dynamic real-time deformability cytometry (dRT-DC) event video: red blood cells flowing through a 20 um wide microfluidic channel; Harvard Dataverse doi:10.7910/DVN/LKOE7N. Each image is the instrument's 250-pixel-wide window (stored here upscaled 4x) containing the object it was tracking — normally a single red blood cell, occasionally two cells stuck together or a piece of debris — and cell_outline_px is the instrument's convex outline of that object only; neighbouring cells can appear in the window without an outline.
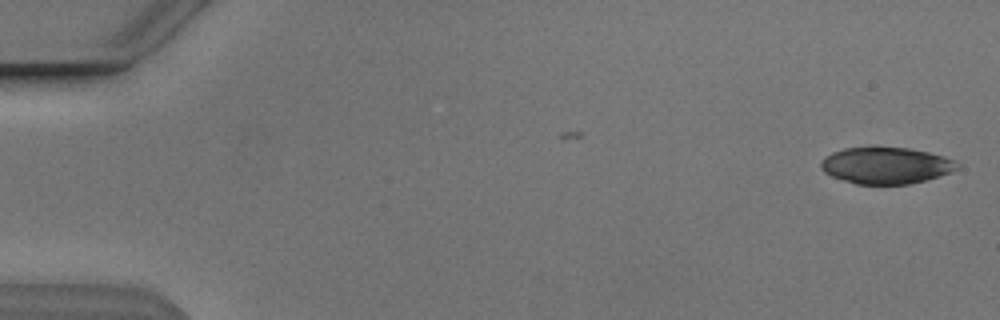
{"species": "Egyptian fruit bat (a non-hibernating species)", "species_latin": "Rousettus aegyptiacus", "temperature_condition": "cold", "stored_images_in_passage": 6, "camera_frame_rate_fps": 3000, "um_per_image_px": 0.085, "animal": {"sex": "male"}, "frame": {"image": 1, "passage_image": 1, "time_ms": 0.0, "image_size_px": [1000, 320], "cell_outline_px": [[960, 168], [924, 180], [908, 184], [856, 184], [832, 176], [824, 172], [820, 168], [820, 164], [832, 152], [844, 148], [868, 144], [876, 144], [908, 148], [928, 152], [944, 156], [960, 164]], "centroid_in_image_um": [75.27, 14.01], "position_along_channel_um": 9.7, "area_um2": 29.54}}